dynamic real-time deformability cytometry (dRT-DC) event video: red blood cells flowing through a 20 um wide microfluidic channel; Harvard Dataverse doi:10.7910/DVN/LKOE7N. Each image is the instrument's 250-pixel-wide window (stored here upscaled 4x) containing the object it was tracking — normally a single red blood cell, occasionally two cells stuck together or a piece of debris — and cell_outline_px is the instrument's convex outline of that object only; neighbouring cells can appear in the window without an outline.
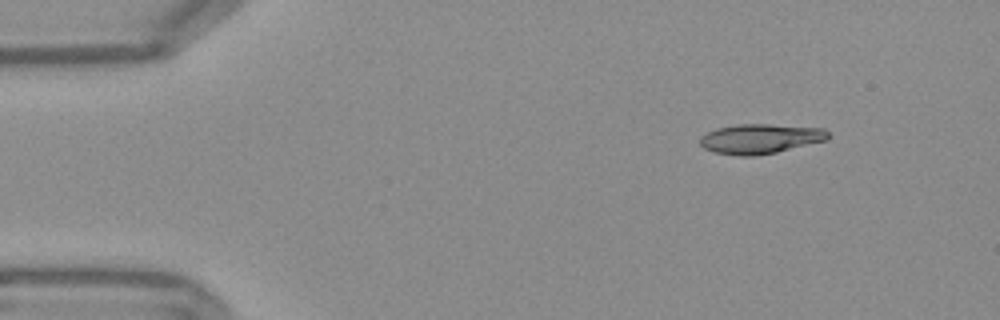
{"species": "Egyptian fruit bat (a non-hibernating species)", "species_latin": "Rousettus aegyptiacus", "temperature_condition": "warm", "stored_images_in_passage": 48, "camera_frame_rate_fps": 3000, "um_per_image_px": 0.085, "frame": {"image": 1, "passage_image": 1, "time_ms": 0.0, "image_size_px": [1000, 320], "cell_outline_px": [[828, 140], [776, 152], [756, 156], [740, 156], [712, 152], [704, 148], [700, 144], [700, 136], [716, 128], [736, 124], [768, 124], [824, 128], [828, 132]], "centroid_in_image_um": [64.6, 11.79], "position_along_channel_um": 20.4, "area_um2": 22.31}}
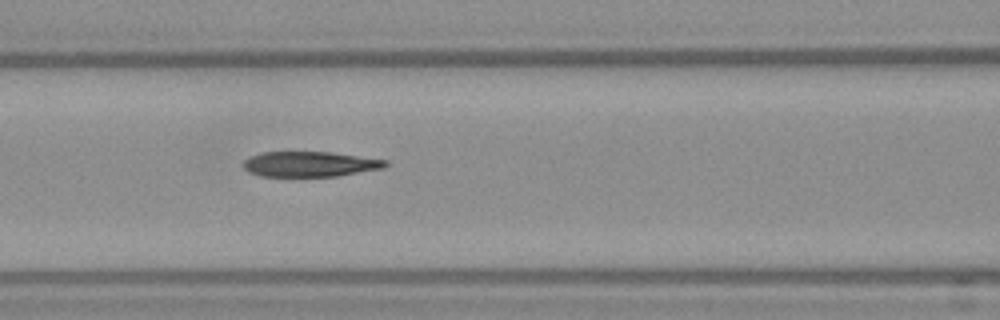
{"frame": {"image": 2, "passage_image": 17, "time_ms": 5.333, "image_size_px": [1000, 320], "cell_outline_px": [[388, 164], [384, 168], [336, 176], [260, 176], [248, 172], [240, 164], [244, 160], [252, 156], [264, 152], [332, 152], [388, 160]], "centroid_in_image_um": [26.33, 13.95], "position_along_channel_um": 140.3, "area_um2": 20.92}}
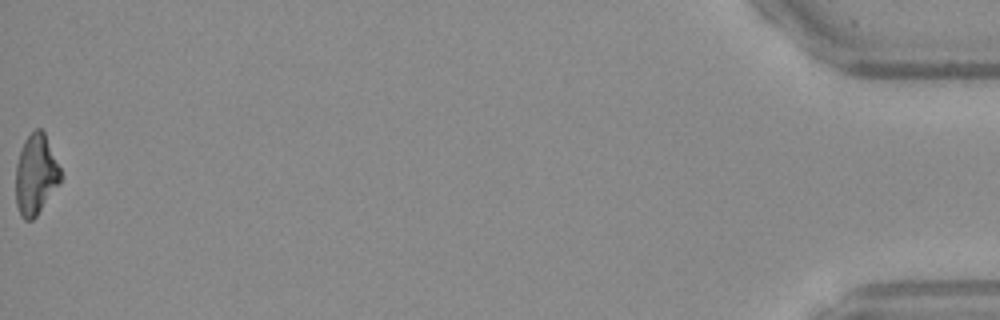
{"frame": {"image": 3, "passage_image": 48, "time_ms": 15.667, "image_size_px": [1000, 320], "cell_outline_px": [[64, 176], [60, 184], [36, 216], [32, 220], [24, 220], [20, 216], [16, 204], [16, 164], [24, 140], [36, 128], [40, 128], [44, 132]], "centroid_in_image_um": [3.06, 14.86], "position_along_channel_um": 432.1, "area_um2": 21.15}, "authors_computed_cell_mechanics": {"area_um2": 22.1374, "velocity_mm_per_s": 3.8123, "shape_relaxation_time_tau1_ms": null, "shape_relaxation_time_tau2_ms": 1.8201, "deformation_change_tau1": null, "deformation_change_tau2": 0.1119}}